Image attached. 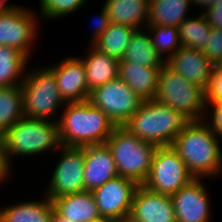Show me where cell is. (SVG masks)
<instances>
[{"label":"cell","mask_w":222,"mask_h":222,"mask_svg":"<svg viewBox=\"0 0 222 222\" xmlns=\"http://www.w3.org/2000/svg\"><path fill=\"white\" fill-rule=\"evenodd\" d=\"M194 177L186 164L171 146L158 147L149 174L142 184L152 192L173 195Z\"/></svg>","instance_id":"ba28073f"},{"label":"cell","mask_w":222,"mask_h":222,"mask_svg":"<svg viewBox=\"0 0 222 222\" xmlns=\"http://www.w3.org/2000/svg\"><path fill=\"white\" fill-rule=\"evenodd\" d=\"M27 62L29 58L18 49L0 45V87L21 85Z\"/></svg>","instance_id":"d4e9b609"},{"label":"cell","mask_w":222,"mask_h":222,"mask_svg":"<svg viewBox=\"0 0 222 222\" xmlns=\"http://www.w3.org/2000/svg\"><path fill=\"white\" fill-rule=\"evenodd\" d=\"M59 150L60 159L44 194L50 200L85 191L83 147L61 145Z\"/></svg>","instance_id":"30bf717a"},{"label":"cell","mask_w":222,"mask_h":222,"mask_svg":"<svg viewBox=\"0 0 222 222\" xmlns=\"http://www.w3.org/2000/svg\"><path fill=\"white\" fill-rule=\"evenodd\" d=\"M138 186L135 181L118 175L92 190L100 216L115 219L130 213Z\"/></svg>","instance_id":"7c38bea8"},{"label":"cell","mask_w":222,"mask_h":222,"mask_svg":"<svg viewBox=\"0 0 222 222\" xmlns=\"http://www.w3.org/2000/svg\"><path fill=\"white\" fill-rule=\"evenodd\" d=\"M218 0H191L192 5L198 6L199 8H204V12L208 10L213 4Z\"/></svg>","instance_id":"8d00e7d4"},{"label":"cell","mask_w":222,"mask_h":222,"mask_svg":"<svg viewBox=\"0 0 222 222\" xmlns=\"http://www.w3.org/2000/svg\"><path fill=\"white\" fill-rule=\"evenodd\" d=\"M5 155L11 165L13 156H33L59 151L61 142L57 120L23 117L2 136Z\"/></svg>","instance_id":"277c9868"},{"label":"cell","mask_w":222,"mask_h":222,"mask_svg":"<svg viewBox=\"0 0 222 222\" xmlns=\"http://www.w3.org/2000/svg\"><path fill=\"white\" fill-rule=\"evenodd\" d=\"M216 131L205 120L192 121L174 139L171 147L194 178H210L222 172V149Z\"/></svg>","instance_id":"6da1fadb"},{"label":"cell","mask_w":222,"mask_h":222,"mask_svg":"<svg viewBox=\"0 0 222 222\" xmlns=\"http://www.w3.org/2000/svg\"><path fill=\"white\" fill-rule=\"evenodd\" d=\"M217 66L222 60V29L212 27L207 45L201 50Z\"/></svg>","instance_id":"1f68e13d"},{"label":"cell","mask_w":222,"mask_h":222,"mask_svg":"<svg viewBox=\"0 0 222 222\" xmlns=\"http://www.w3.org/2000/svg\"><path fill=\"white\" fill-rule=\"evenodd\" d=\"M51 222H73V221L67 220V218L59 216L55 211H53Z\"/></svg>","instance_id":"f35d334b"},{"label":"cell","mask_w":222,"mask_h":222,"mask_svg":"<svg viewBox=\"0 0 222 222\" xmlns=\"http://www.w3.org/2000/svg\"><path fill=\"white\" fill-rule=\"evenodd\" d=\"M41 199L0 208V222H51L54 211L52 200L47 196Z\"/></svg>","instance_id":"7402d4cb"},{"label":"cell","mask_w":222,"mask_h":222,"mask_svg":"<svg viewBox=\"0 0 222 222\" xmlns=\"http://www.w3.org/2000/svg\"><path fill=\"white\" fill-rule=\"evenodd\" d=\"M64 106L61 117H56L61 145L105 144L116 128L109 116L89 100L68 102Z\"/></svg>","instance_id":"7a4b0ae2"},{"label":"cell","mask_w":222,"mask_h":222,"mask_svg":"<svg viewBox=\"0 0 222 222\" xmlns=\"http://www.w3.org/2000/svg\"><path fill=\"white\" fill-rule=\"evenodd\" d=\"M154 100L183 112L192 121L203 120L207 111L204 89L187 81L166 64L160 70Z\"/></svg>","instance_id":"8992f818"},{"label":"cell","mask_w":222,"mask_h":222,"mask_svg":"<svg viewBox=\"0 0 222 222\" xmlns=\"http://www.w3.org/2000/svg\"><path fill=\"white\" fill-rule=\"evenodd\" d=\"M202 178H194L171 195L177 222H210L211 205Z\"/></svg>","instance_id":"4fadbf2b"},{"label":"cell","mask_w":222,"mask_h":222,"mask_svg":"<svg viewBox=\"0 0 222 222\" xmlns=\"http://www.w3.org/2000/svg\"><path fill=\"white\" fill-rule=\"evenodd\" d=\"M206 106L208 108H207L205 116L207 117L210 114H212V115H210V117H207V118L205 117L204 120L212 129H214L216 131L217 135L219 136V139H221L222 138V104H220V103L219 104H210V105H206ZM210 108H211V111H208V110H210Z\"/></svg>","instance_id":"d6a6232c"},{"label":"cell","mask_w":222,"mask_h":222,"mask_svg":"<svg viewBox=\"0 0 222 222\" xmlns=\"http://www.w3.org/2000/svg\"><path fill=\"white\" fill-rule=\"evenodd\" d=\"M85 191H92L118 176L113 155L107 144L83 146Z\"/></svg>","instance_id":"e0dca14e"},{"label":"cell","mask_w":222,"mask_h":222,"mask_svg":"<svg viewBox=\"0 0 222 222\" xmlns=\"http://www.w3.org/2000/svg\"><path fill=\"white\" fill-rule=\"evenodd\" d=\"M191 122L183 112L156 100H147L123 127L137 138L163 147L171 146L176 136Z\"/></svg>","instance_id":"3957f363"},{"label":"cell","mask_w":222,"mask_h":222,"mask_svg":"<svg viewBox=\"0 0 222 222\" xmlns=\"http://www.w3.org/2000/svg\"><path fill=\"white\" fill-rule=\"evenodd\" d=\"M88 100L116 126H123L144 101L119 77L92 90Z\"/></svg>","instance_id":"9c48e42d"},{"label":"cell","mask_w":222,"mask_h":222,"mask_svg":"<svg viewBox=\"0 0 222 222\" xmlns=\"http://www.w3.org/2000/svg\"><path fill=\"white\" fill-rule=\"evenodd\" d=\"M220 71H222V60L219 62V64L216 66Z\"/></svg>","instance_id":"b9f144b4"},{"label":"cell","mask_w":222,"mask_h":222,"mask_svg":"<svg viewBox=\"0 0 222 222\" xmlns=\"http://www.w3.org/2000/svg\"><path fill=\"white\" fill-rule=\"evenodd\" d=\"M146 28L151 37L152 44L163 60L167 61L181 47L178 27L147 25Z\"/></svg>","instance_id":"f1b7e54d"},{"label":"cell","mask_w":222,"mask_h":222,"mask_svg":"<svg viewBox=\"0 0 222 222\" xmlns=\"http://www.w3.org/2000/svg\"><path fill=\"white\" fill-rule=\"evenodd\" d=\"M191 0H149V18L147 25L179 27L187 19Z\"/></svg>","instance_id":"cb8c5ba5"},{"label":"cell","mask_w":222,"mask_h":222,"mask_svg":"<svg viewBox=\"0 0 222 222\" xmlns=\"http://www.w3.org/2000/svg\"><path fill=\"white\" fill-rule=\"evenodd\" d=\"M204 95L206 105L222 104V71L216 66L210 73Z\"/></svg>","instance_id":"4dcf8cb0"},{"label":"cell","mask_w":222,"mask_h":222,"mask_svg":"<svg viewBox=\"0 0 222 222\" xmlns=\"http://www.w3.org/2000/svg\"><path fill=\"white\" fill-rule=\"evenodd\" d=\"M12 167L9 164L7 157L5 155V150L3 146V140L0 135V184H2L10 175Z\"/></svg>","instance_id":"d590c367"},{"label":"cell","mask_w":222,"mask_h":222,"mask_svg":"<svg viewBox=\"0 0 222 222\" xmlns=\"http://www.w3.org/2000/svg\"><path fill=\"white\" fill-rule=\"evenodd\" d=\"M165 64L187 81L205 89L211 71L215 68L209 58L195 48L181 46Z\"/></svg>","instance_id":"2e32d148"},{"label":"cell","mask_w":222,"mask_h":222,"mask_svg":"<svg viewBox=\"0 0 222 222\" xmlns=\"http://www.w3.org/2000/svg\"><path fill=\"white\" fill-rule=\"evenodd\" d=\"M47 67L54 73L60 97L65 103L89 99L86 69L79 57H65L58 64Z\"/></svg>","instance_id":"5bb4252c"},{"label":"cell","mask_w":222,"mask_h":222,"mask_svg":"<svg viewBox=\"0 0 222 222\" xmlns=\"http://www.w3.org/2000/svg\"><path fill=\"white\" fill-rule=\"evenodd\" d=\"M87 55L79 57L86 69V80L89 92L105 83L118 78L119 60L111 57L92 44L89 45Z\"/></svg>","instance_id":"ffe728a7"},{"label":"cell","mask_w":222,"mask_h":222,"mask_svg":"<svg viewBox=\"0 0 222 222\" xmlns=\"http://www.w3.org/2000/svg\"><path fill=\"white\" fill-rule=\"evenodd\" d=\"M203 13L205 14L211 27L222 29V0H218Z\"/></svg>","instance_id":"e575fe53"},{"label":"cell","mask_w":222,"mask_h":222,"mask_svg":"<svg viewBox=\"0 0 222 222\" xmlns=\"http://www.w3.org/2000/svg\"><path fill=\"white\" fill-rule=\"evenodd\" d=\"M36 16L22 6L0 11V45L16 48L30 58L32 42L38 36Z\"/></svg>","instance_id":"8fae6325"},{"label":"cell","mask_w":222,"mask_h":222,"mask_svg":"<svg viewBox=\"0 0 222 222\" xmlns=\"http://www.w3.org/2000/svg\"><path fill=\"white\" fill-rule=\"evenodd\" d=\"M26 71L21 83L25 117L50 120L65 104L60 97L54 73L46 66ZM59 108V109H58Z\"/></svg>","instance_id":"52a82bcc"},{"label":"cell","mask_w":222,"mask_h":222,"mask_svg":"<svg viewBox=\"0 0 222 222\" xmlns=\"http://www.w3.org/2000/svg\"><path fill=\"white\" fill-rule=\"evenodd\" d=\"M119 62H132L146 67H163L165 65V60L161 58L152 44L147 28L136 29L133 32L125 54Z\"/></svg>","instance_id":"603a6c76"},{"label":"cell","mask_w":222,"mask_h":222,"mask_svg":"<svg viewBox=\"0 0 222 222\" xmlns=\"http://www.w3.org/2000/svg\"><path fill=\"white\" fill-rule=\"evenodd\" d=\"M24 117L21 85L0 87V135Z\"/></svg>","instance_id":"484cf974"},{"label":"cell","mask_w":222,"mask_h":222,"mask_svg":"<svg viewBox=\"0 0 222 222\" xmlns=\"http://www.w3.org/2000/svg\"><path fill=\"white\" fill-rule=\"evenodd\" d=\"M136 29L129 26L111 23L109 28L92 45L101 52L122 60L130 38Z\"/></svg>","instance_id":"83f0119b"},{"label":"cell","mask_w":222,"mask_h":222,"mask_svg":"<svg viewBox=\"0 0 222 222\" xmlns=\"http://www.w3.org/2000/svg\"><path fill=\"white\" fill-rule=\"evenodd\" d=\"M105 1L103 5L111 23L129 26L134 29L146 28L149 18V0Z\"/></svg>","instance_id":"44dd1931"},{"label":"cell","mask_w":222,"mask_h":222,"mask_svg":"<svg viewBox=\"0 0 222 222\" xmlns=\"http://www.w3.org/2000/svg\"><path fill=\"white\" fill-rule=\"evenodd\" d=\"M52 203L59 216L73 222H89L101 217L91 191L64 195L52 199Z\"/></svg>","instance_id":"d6986e66"},{"label":"cell","mask_w":222,"mask_h":222,"mask_svg":"<svg viewBox=\"0 0 222 222\" xmlns=\"http://www.w3.org/2000/svg\"><path fill=\"white\" fill-rule=\"evenodd\" d=\"M19 7L18 5H8L6 3V0H0V11H5V10H9V9H13V8H17Z\"/></svg>","instance_id":"ab89813d"},{"label":"cell","mask_w":222,"mask_h":222,"mask_svg":"<svg viewBox=\"0 0 222 222\" xmlns=\"http://www.w3.org/2000/svg\"><path fill=\"white\" fill-rule=\"evenodd\" d=\"M211 29L212 27L203 12L195 18L188 15V18L178 27L180 45L202 50L207 45Z\"/></svg>","instance_id":"4316f807"},{"label":"cell","mask_w":222,"mask_h":222,"mask_svg":"<svg viewBox=\"0 0 222 222\" xmlns=\"http://www.w3.org/2000/svg\"><path fill=\"white\" fill-rule=\"evenodd\" d=\"M162 67H146L132 62H119L118 77L142 100H154Z\"/></svg>","instance_id":"ac0fdd59"},{"label":"cell","mask_w":222,"mask_h":222,"mask_svg":"<svg viewBox=\"0 0 222 222\" xmlns=\"http://www.w3.org/2000/svg\"><path fill=\"white\" fill-rule=\"evenodd\" d=\"M130 213L140 222H177L171 196L152 192L143 185L135 191Z\"/></svg>","instance_id":"9a60e30c"},{"label":"cell","mask_w":222,"mask_h":222,"mask_svg":"<svg viewBox=\"0 0 222 222\" xmlns=\"http://www.w3.org/2000/svg\"><path fill=\"white\" fill-rule=\"evenodd\" d=\"M106 144L112 152L118 175L142 185L158 146L137 138L123 126H116Z\"/></svg>","instance_id":"5b68a950"},{"label":"cell","mask_w":222,"mask_h":222,"mask_svg":"<svg viewBox=\"0 0 222 222\" xmlns=\"http://www.w3.org/2000/svg\"><path fill=\"white\" fill-rule=\"evenodd\" d=\"M89 222H112V219L110 218H105V217H100L96 220H92V221H89Z\"/></svg>","instance_id":"60d3db41"},{"label":"cell","mask_w":222,"mask_h":222,"mask_svg":"<svg viewBox=\"0 0 222 222\" xmlns=\"http://www.w3.org/2000/svg\"><path fill=\"white\" fill-rule=\"evenodd\" d=\"M92 26H94V31H93V36H92V40L90 41V44L95 43L100 37L101 35L109 28L111 21L107 15V12L104 8V5L101 9L100 15L97 16L96 18H94V21L92 20ZM91 25V24H90Z\"/></svg>","instance_id":"836d02e7"},{"label":"cell","mask_w":222,"mask_h":222,"mask_svg":"<svg viewBox=\"0 0 222 222\" xmlns=\"http://www.w3.org/2000/svg\"><path fill=\"white\" fill-rule=\"evenodd\" d=\"M112 222H140L131 213L112 219Z\"/></svg>","instance_id":"74e56055"},{"label":"cell","mask_w":222,"mask_h":222,"mask_svg":"<svg viewBox=\"0 0 222 222\" xmlns=\"http://www.w3.org/2000/svg\"><path fill=\"white\" fill-rule=\"evenodd\" d=\"M88 0H39L41 17L53 20L74 13ZM50 18V19H49Z\"/></svg>","instance_id":"f546056e"}]
</instances>
